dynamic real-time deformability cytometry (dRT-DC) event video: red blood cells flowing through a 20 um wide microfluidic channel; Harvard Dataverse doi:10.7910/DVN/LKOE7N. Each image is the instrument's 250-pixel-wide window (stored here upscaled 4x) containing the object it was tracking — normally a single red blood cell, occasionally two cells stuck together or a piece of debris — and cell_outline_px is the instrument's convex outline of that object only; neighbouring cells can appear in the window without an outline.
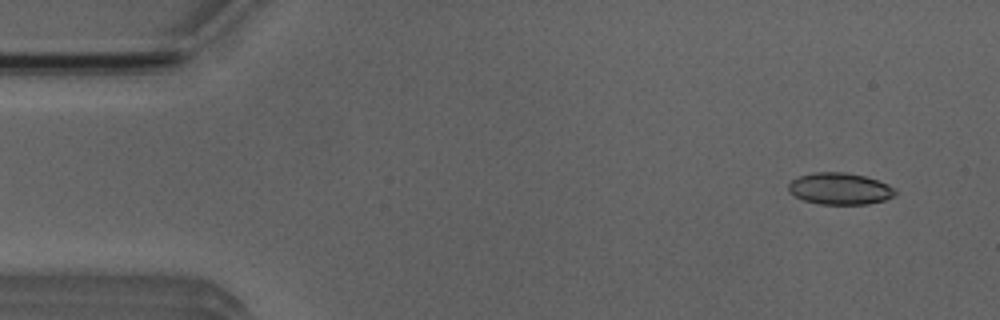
{"species": "Egyptian fruit bat (a non-hibernating species)", "species_latin": "Rousettus aegyptiacus", "temperature_condition": "room temperature", "stored_images_in_passage": 5, "camera_frame_rate_fps": 3000, "um_per_image_px": 0.085, "animal": {"sex": "male"}, "frame": {"image": 1, "passage_image": 1, "time_ms": 0.0, "image_size_px": [1000, 320], "cell_outline_px": [[896, 196], [884, 200], [868, 204], [820, 204], [804, 200], [788, 192], [788, 184], [796, 176], [816, 172], [844, 172], [864, 176], [888, 184], [896, 188]], "centroid_in_image_um": [71.39, 16.04], "position_along_channel_um": 13.6, "area_um2": 19.83}}